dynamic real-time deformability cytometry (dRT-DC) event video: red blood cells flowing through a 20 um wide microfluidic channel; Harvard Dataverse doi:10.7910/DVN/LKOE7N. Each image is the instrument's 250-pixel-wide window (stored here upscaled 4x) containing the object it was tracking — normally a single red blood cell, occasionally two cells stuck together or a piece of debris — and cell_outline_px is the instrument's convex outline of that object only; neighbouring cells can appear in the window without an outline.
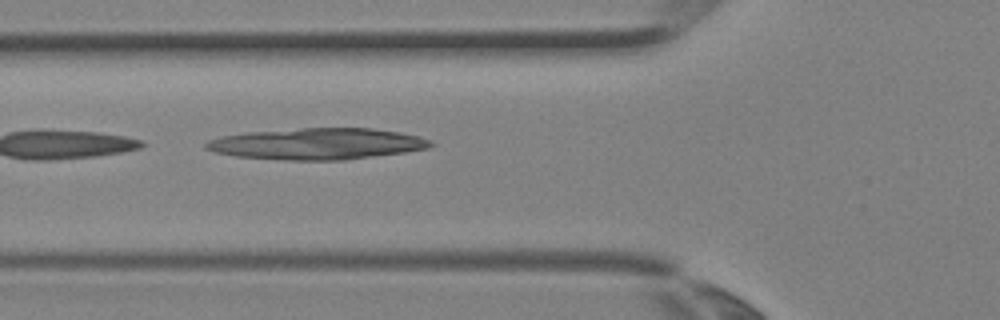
{"species": "Egyptian fruit bat (a non-hibernating species)", "species_latin": "Rousettus aegyptiacus", "temperature_condition": "room temperature", "stored_images_in_passage": 4, "camera_frame_rate_fps": 3000, "um_per_image_px": 0.085, "animal": {"sex": "female"}, "frame": {"image": 1, "passage_image": 4, "time_ms": 1.0, "image_size_px": [1000, 320], "cell_outline_px": [[436, 144], [428, 148], [404, 152], [344, 160], [284, 160], [236, 156], [212, 152], [204, 148], [204, 144], [208, 140], [220, 136], [248, 132], [300, 128], [372, 128], [400, 132], [420, 136], [432, 140]], "centroid_in_image_um": [26.96, 12.22], "position_along_channel_um": 98.8, "area_um2": 41.27}}